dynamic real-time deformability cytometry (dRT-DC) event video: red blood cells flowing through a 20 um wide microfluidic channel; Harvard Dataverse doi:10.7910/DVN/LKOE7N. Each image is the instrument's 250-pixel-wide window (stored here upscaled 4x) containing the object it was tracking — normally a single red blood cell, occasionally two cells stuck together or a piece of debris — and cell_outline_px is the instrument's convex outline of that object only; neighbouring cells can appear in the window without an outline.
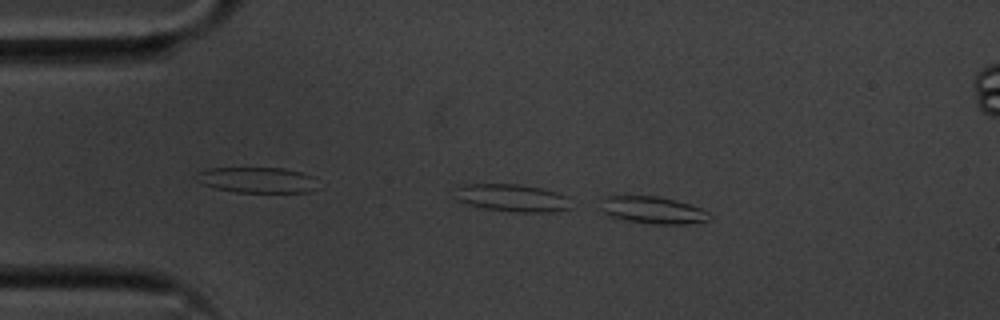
{"species": "common noctule bat (a hibernating species)", "species_latin": "Nyctalus noctula", "temperature_condition": "cold", "stored_images_in_passage": 46, "camera_frame_rate_fps": 3000, "um_per_image_px": 0.085, "animal": {"sex": "male", "body_mass_g": 20.1, "forearm_length_mm": 53.5}, "frame": {"image": 1, "passage_image": 1, "time_ms": 0.0, "image_size_px": [1000, 320], "cell_outline_px": [[712, 220], [688, 224], [652, 224], [624, 220], [608, 216], [600, 212], [600, 200], [604, 196], [656, 196], [676, 200], [700, 208], [708, 212], [712, 216]], "centroid_in_image_um": [55.45, 17.87], "position_along_channel_um": 29.5, "area_um2": 17.57}}
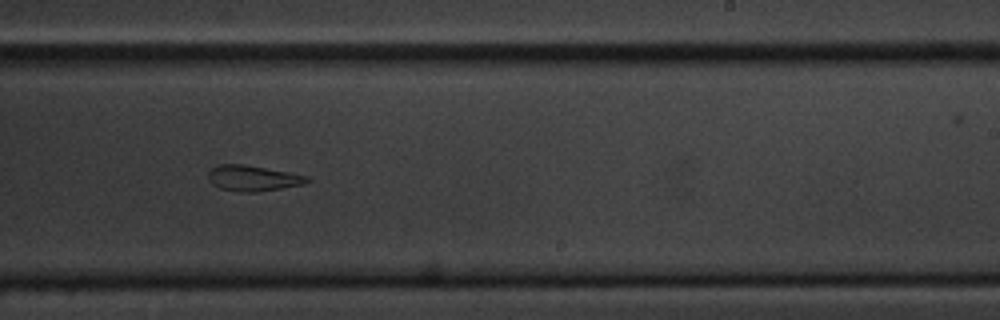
{"frame": {"image": 2, "passage_image": 25, "time_ms": 8.0, "image_size_px": [1000, 320], "cell_outline_px": [[312, 180], [304, 184], [256, 192], [240, 192], [220, 188], [212, 184], [208, 176], [208, 172], [212, 168], [220, 164], [244, 164], [308, 176]], "centroid_in_image_um": [21.49, 15.15], "position_along_channel_um": 267.5, "area_um2": 14.62}}
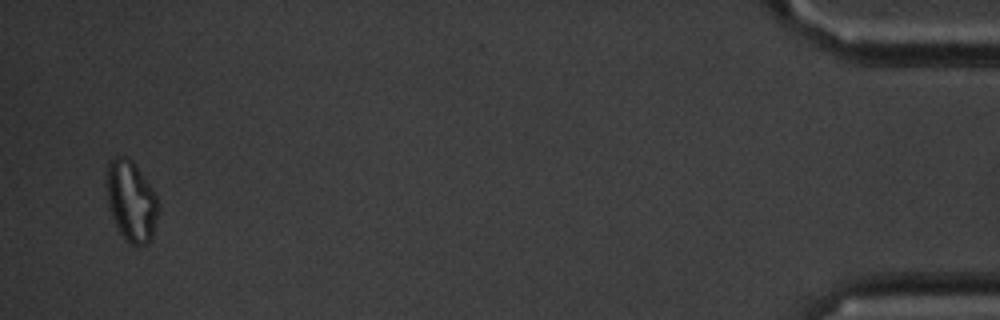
{"frame": {"image": 3, "passage_image": 45, "time_ms": 14.667, "image_size_px": [1000, 320], "cell_outline_px": [[160, 208], [152, 236], [148, 244], [132, 244], [124, 240], [108, 208], [104, 184], [104, 172], [108, 160], [116, 156], [128, 156], [132, 160], [156, 192], [160, 204]], "centroid_in_image_um": [11.12, 17.02], "position_along_channel_um": 424.1, "area_um2": 25.26}, "authors_computed_cell_mechanics": {"area_um2": 15.9817, "velocity_mm_per_s": 3.598, "shape_relaxation_time_tau1_ms": 6.8489, "shape_relaxation_time_tau2_ms": 5.1211, "deformation_change_tau1": 0.1749, "deformation_change_tau2": 0.14}}